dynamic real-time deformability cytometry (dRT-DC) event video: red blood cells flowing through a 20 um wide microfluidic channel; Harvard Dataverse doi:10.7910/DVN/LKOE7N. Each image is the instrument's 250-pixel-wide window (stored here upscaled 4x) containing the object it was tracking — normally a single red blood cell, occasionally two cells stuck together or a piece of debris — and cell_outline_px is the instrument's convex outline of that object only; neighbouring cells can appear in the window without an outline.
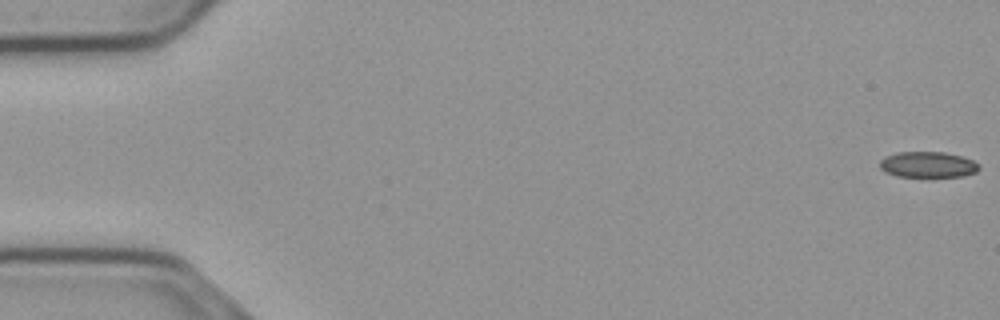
{"species": "common noctule bat (a hibernating species)", "species_latin": "Nyctalus noctula", "temperature_condition": "cold", "stored_images_in_passage": 49, "camera_frame_rate_fps": 3000, "um_per_image_px": 0.085, "animal": {"sex": "male", "body_mass_g": 23.1, "forearm_length_mm": 52.7}, "frame": {"image": 1, "passage_image": 1, "time_ms": 0.0, "image_size_px": [1000, 320], "cell_outline_px": [[980, 168], [976, 172], [964, 176], [896, 176], [884, 172], [880, 168], [880, 160], [884, 156], [896, 152], [944, 152], [964, 156], [980, 164]], "centroid_in_image_um": [78.87, 13.98], "position_along_channel_um": 6.1, "area_um2": 15.09}}
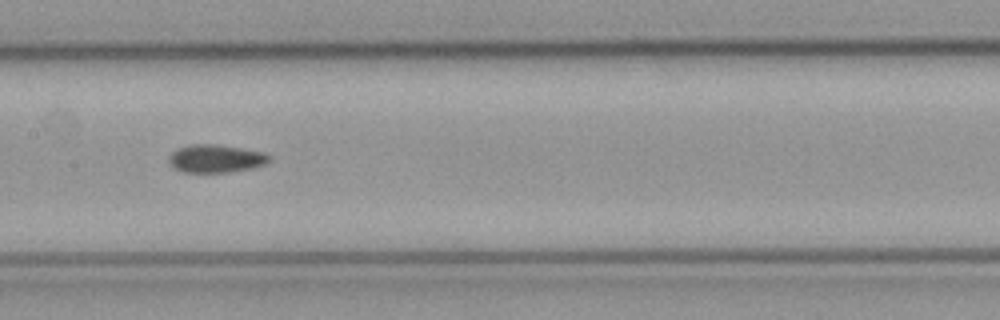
{"frame": {"image": 2, "passage_image": 28, "time_ms": 9.0, "image_size_px": [1000, 320], "cell_outline_px": [[272, 156], [264, 164], [252, 168], [228, 172], [184, 172], [172, 168], [168, 164], [168, 156], [172, 152], [180, 148], [192, 144], [216, 144], [264, 152]], "centroid_in_image_um": [18.3, 13.48], "position_along_channel_um": 189.1, "area_um2": 16.36}}
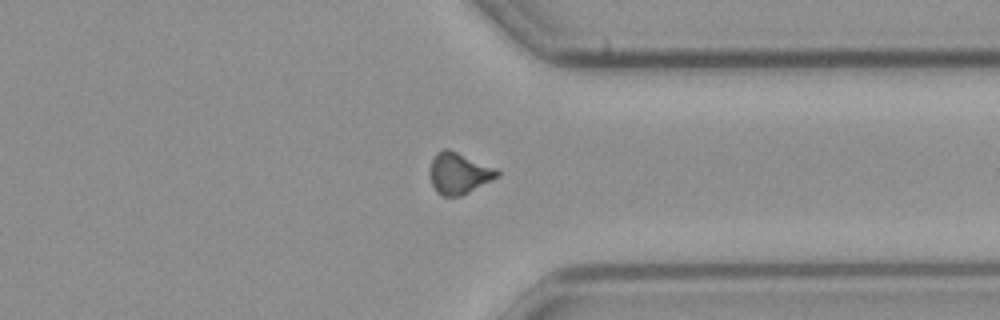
{"frame": {"image": 3, "passage_image": 43, "time_ms": 14.0, "image_size_px": [1000, 320], "cell_outline_px": [[500, 176], [460, 196], [444, 196], [436, 192], [432, 184], [432, 160], [436, 152], [444, 148], [448, 148], [496, 168], [500, 172]], "centroid_in_image_um": [39.04, 14.72], "position_along_channel_um": 372.4, "area_um2": 15.9}, "authors_computed_cell_mechanics": {"area_um2": 15.895, "velocity_mm_per_s": 3.7225, "shape_relaxation_time_tau1_ms": null, "shape_relaxation_time_tau2_ms": 9.6346, "deformation_change_tau1": null, "deformation_change_tau2": 0.1616}}